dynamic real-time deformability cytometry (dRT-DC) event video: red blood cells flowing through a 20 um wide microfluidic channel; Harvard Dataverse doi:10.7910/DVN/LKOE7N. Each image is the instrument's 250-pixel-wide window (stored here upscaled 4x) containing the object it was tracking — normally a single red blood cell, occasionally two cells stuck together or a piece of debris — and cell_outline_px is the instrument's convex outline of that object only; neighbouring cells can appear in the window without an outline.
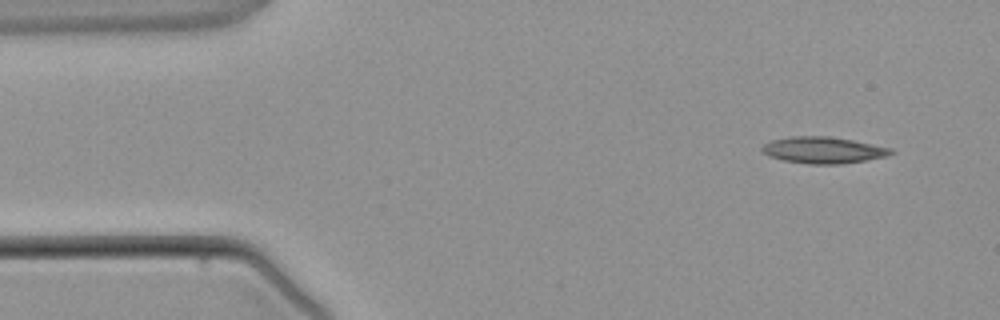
{"species": "common noctule bat (a hibernating species)", "species_latin": "Nyctalus noctula", "temperature_condition": "warm", "stored_images_in_passage": 3, "camera_frame_rate_fps": 3000, "um_per_image_px": 0.085, "animal": {"sex": "male", "body_mass_g": 21.5, "forearm_length_mm": 52.0}, "frame": {"image": 1, "passage_image": 1, "time_ms": 0.0, "image_size_px": [1000, 320], "cell_outline_px": [[896, 152], [888, 156], [840, 164], [808, 164], [784, 160], [768, 156], [760, 148], [764, 144], [772, 140], [792, 136], [828, 136], [852, 140], [892, 148]], "centroid_in_image_um": [69.99, 12.76], "position_along_channel_um": 15.0, "area_um2": 19.83}}